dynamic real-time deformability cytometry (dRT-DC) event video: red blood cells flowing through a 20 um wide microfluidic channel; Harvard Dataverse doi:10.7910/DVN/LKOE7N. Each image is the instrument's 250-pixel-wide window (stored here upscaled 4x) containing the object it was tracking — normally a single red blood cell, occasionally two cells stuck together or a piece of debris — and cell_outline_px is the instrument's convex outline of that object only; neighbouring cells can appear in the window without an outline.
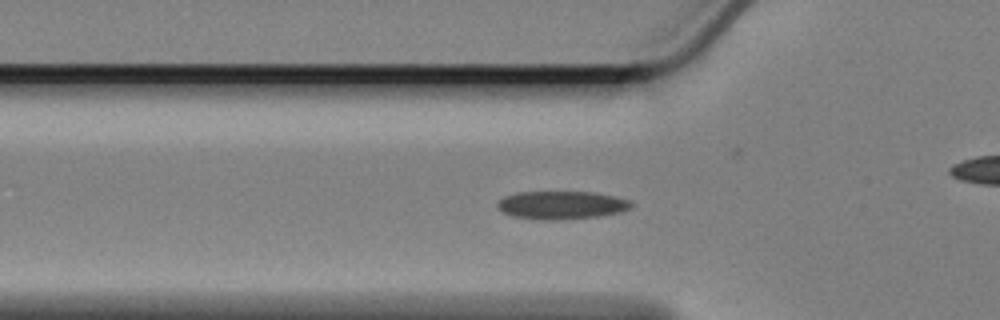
{"species": "Egyptian fruit bat (a non-hibernating species)", "species_latin": "Rousettus aegyptiacus", "temperature_condition": "cold", "stored_images_in_passage": 46, "camera_frame_rate_fps": 3000, "um_per_image_px": 0.085, "animal": {"sex": "female"}, "frame": {"image": 1, "passage_image": 5, "time_ms": 1.333, "image_size_px": [1000, 320], "cell_outline_px": [[632, 208], [620, 212], [600, 216], [560, 220], [540, 220], [512, 216], [496, 208], [496, 204], [504, 196], [516, 192], [596, 192], [628, 200], [632, 204]], "centroid_in_image_um": [47.7, 17.44], "position_along_channel_um": 78.1, "area_um2": 22.02}}
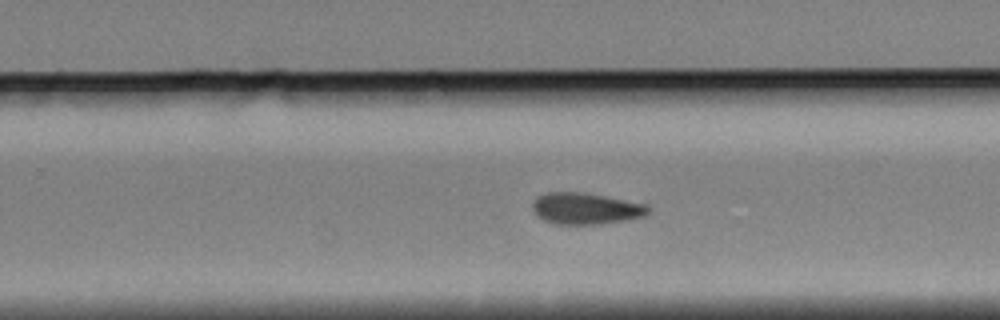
{"frame": {"image": 2, "passage_image": 23, "time_ms": 7.333, "image_size_px": [1000, 320], "cell_outline_px": [[648, 212], [644, 216], [624, 220], [600, 224], [552, 224], [536, 216], [532, 208], [532, 200], [536, 196], [548, 192], [576, 192], [604, 196], [648, 204]], "centroid_in_image_um": [49.72, 17.73], "position_along_channel_um": 280.1, "area_um2": 21.21}}
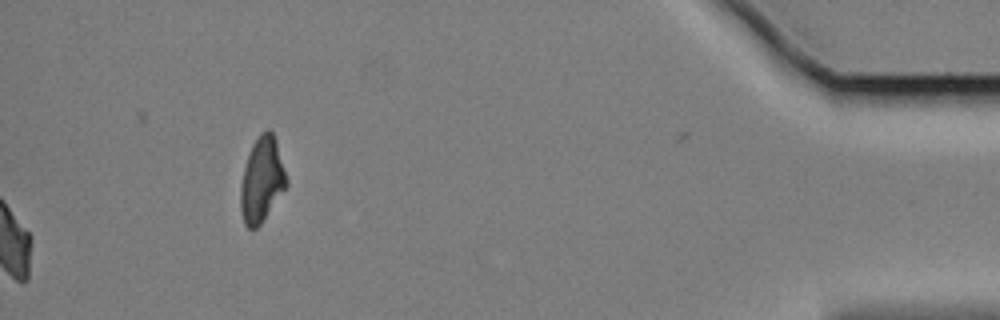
{"frame": {"image": 3, "passage_image": 46, "time_ms": 15.0, "image_size_px": [1000, 320], "cell_outline_px": [[288, 184], [260, 224], [256, 228], [248, 228], [244, 224], [240, 208], [240, 188], [244, 168], [248, 152], [252, 144], [260, 132], [268, 128], [272, 132], [276, 140], [288, 180]], "centroid_in_image_um": [22.24, 15.25], "position_along_channel_um": 413.0, "area_um2": 22.66}, "authors_computed_cell_mechanics": {"area_um2": 21.2126, "velocity_mm_per_s": 3.3615, "shape_relaxation_time_tau1_ms": 5.9265, "shape_relaxation_time_tau2_ms": null, "deformation_change_tau1": 0.1303, "deformation_change_tau2": null}}